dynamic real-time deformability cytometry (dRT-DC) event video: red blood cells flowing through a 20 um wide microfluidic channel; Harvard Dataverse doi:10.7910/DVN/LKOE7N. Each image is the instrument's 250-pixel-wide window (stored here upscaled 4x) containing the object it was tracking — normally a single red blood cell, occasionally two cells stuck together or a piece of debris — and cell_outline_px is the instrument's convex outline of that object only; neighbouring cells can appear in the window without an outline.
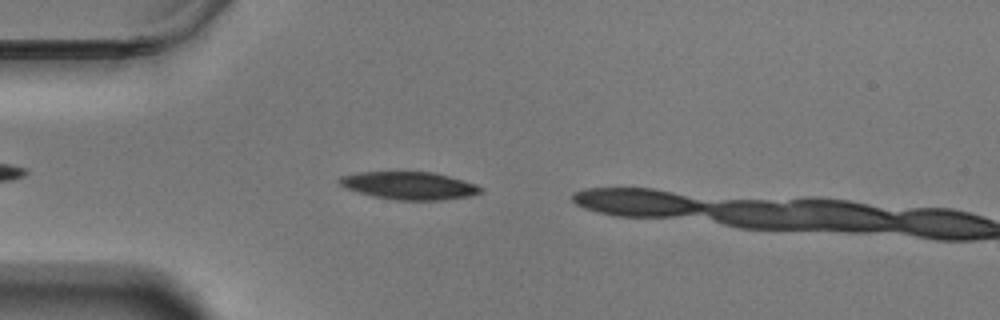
{"species": "Egyptian fruit bat (a non-hibernating species)", "species_latin": "Rousettus aegyptiacus", "temperature_condition": "warm", "stored_images_in_passage": 10, "camera_frame_rate_fps": 3000, "um_per_image_px": 0.085, "animal": {"sex": "male"}, "frame": {"image": 1, "passage_image": 5, "time_ms": 1.333, "image_size_px": [1000, 320], "cell_outline_px": [[484, 188], [480, 192], [468, 196], [440, 200], [396, 200], [372, 196], [344, 188], [336, 180], [340, 176], [360, 172], [432, 172], [448, 176], [476, 184]], "centroid_in_image_um": [34.73, 15.78], "position_along_channel_um": 50.3, "area_um2": 22.72}}
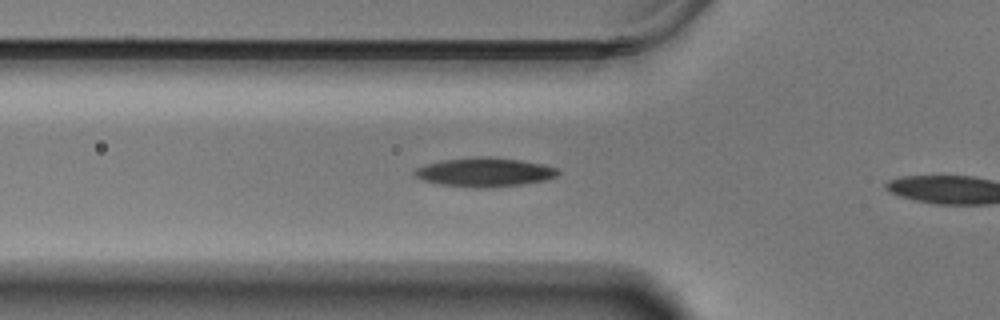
{"frame": {"image": 2, "passage_image": 9, "time_ms": 2.667, "image_size_px": [1000, 320], "cell_outline_px": [[560, 172], [556, 176], [548, 180], [524, 184], [484, 188], [476, 188], [440, 184], [420, 180], [412, 176], [412, 172], [416, 168], [428, 164], [444, 160], [520, 160], [540, 164], [556, 168]], "centroid_in_image_um": [41.17, 14.71], "position_along_channel_um": 84.6, "area_um2": 23.06}}